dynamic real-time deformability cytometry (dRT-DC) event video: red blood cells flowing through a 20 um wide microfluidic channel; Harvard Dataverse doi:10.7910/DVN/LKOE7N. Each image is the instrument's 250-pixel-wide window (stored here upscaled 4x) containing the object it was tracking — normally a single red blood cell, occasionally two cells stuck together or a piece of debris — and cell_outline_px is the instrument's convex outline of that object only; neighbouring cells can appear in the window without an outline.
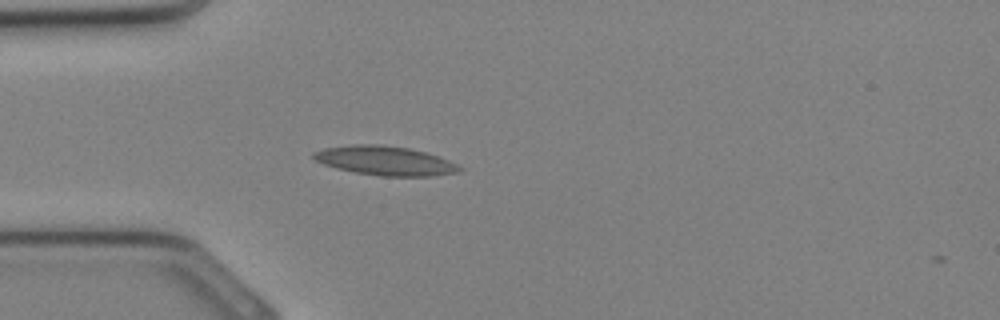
{"species": "Egyptian fruit bat (a non-hibernating species)", "species_latin": "Rousettus aegyptiacus", "temperature_condition": "cold", "stored_images_in_passage": 2, "camera_frame_rate_fps": 3000, "um_per_image_px": 0.085, "animal": {"sex": "female"}, "frame": {"image": 1, "passage_image": 1, "time_ms": 0.0, "image_size_px": [1000, 320], "cell_outline_px": [[464, 168], [456, 172], [428, 176], [380, 176], [356, 172], [336, 168], [324, 164], [316, 160], [312, 156], [312, 152], [324, 148], [352, 144], [376, 144], [408, 148], [424, 152], [448, 160]], "centroid_in_image_um": [32.68, 13.65], "position_along_channel_um": 52.3, "area_um2": 24.51}}